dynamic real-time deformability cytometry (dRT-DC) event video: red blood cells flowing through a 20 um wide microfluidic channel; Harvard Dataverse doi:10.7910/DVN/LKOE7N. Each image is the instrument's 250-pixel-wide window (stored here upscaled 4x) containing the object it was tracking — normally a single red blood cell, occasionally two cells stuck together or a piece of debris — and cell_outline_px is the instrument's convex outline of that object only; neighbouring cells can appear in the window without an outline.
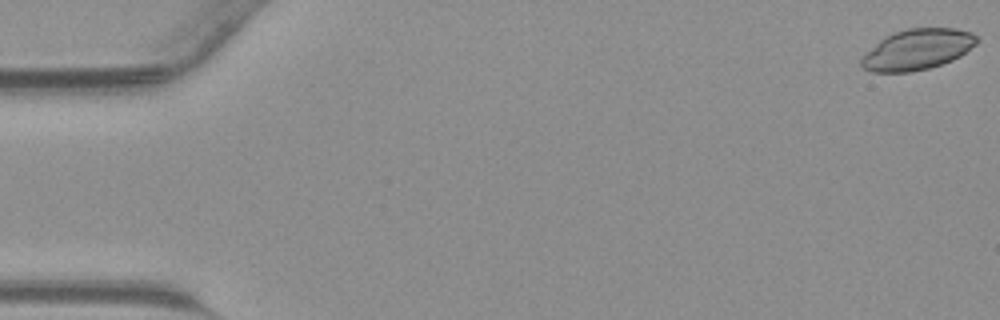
{"species": "common noctule bat (a hibernating species)", "species_latin": "Nyctalus noctula", "temperature_condition": "warm", "stored_images_in_passage": 45, "camera_frame_rate_fps": 3000, "um_per_image_px": 0.085, "animal": {"sex": "male", "body_mass_g": 23.1, "forearm_length_mm": 52.7}, "frame": {"image": 1, "passage_image": 1, "time_ms": 0.0, "image_size_px": [1000, 320], "cell_outline_px": [[980, 40], [976, 44], [960, 56], [952, 60], [928, 68], [908, 72], [872, 72], [864, 68], [860, 64], [860, 60], [884, 36], [892, 32], [908, 28], [956, 28], [972, 32], [980, 36]], "centroid_in_image_um": [78.02, 4.18], "position_along_channel_um": 7.0, "area_um2": 27.34}}
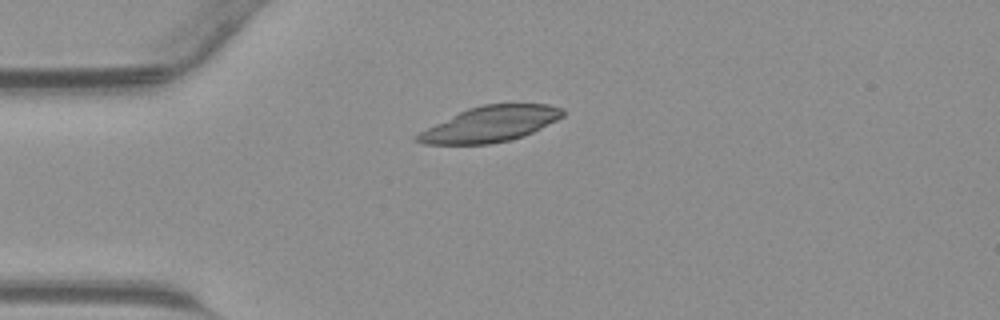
{"frame": {"image": 2, "passage_image": 12, "time_ms": 3.667, "image_size_px": [1000, 320], "cell_outline_px": [[564, 116], [532, 132], [508, 140], [488, 144], [424, 144], [412, 140], [412, 136], [468, 108], [480, 104], [548, 104], [564, 108]], "centroid_in_image_um": [41.66, 10.54], "position_along_channel_um": 43.3, "area_um2": 29.77}}